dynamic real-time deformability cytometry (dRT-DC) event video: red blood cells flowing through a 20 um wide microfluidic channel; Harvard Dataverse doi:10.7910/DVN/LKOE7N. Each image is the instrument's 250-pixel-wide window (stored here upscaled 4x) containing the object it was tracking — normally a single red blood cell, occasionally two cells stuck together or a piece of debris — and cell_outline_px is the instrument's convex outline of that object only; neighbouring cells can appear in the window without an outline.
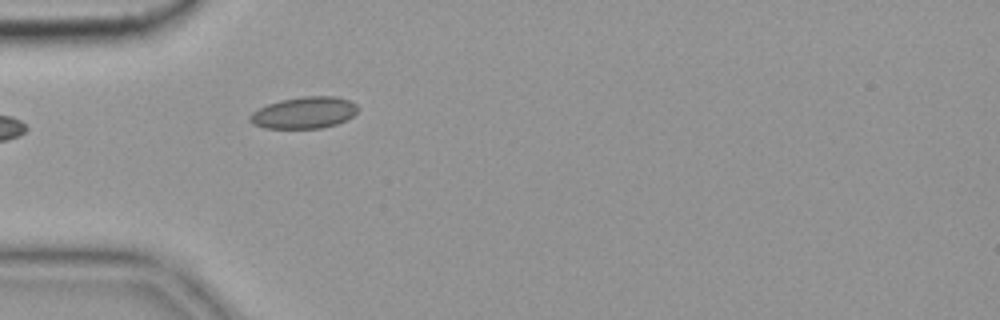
{"species": "common noctule bat (a hibernating species)", "species_latin": "Nyctalus noctula", "temperature_condition": "cold", "stored_images_in_passage": 2, "camera_frame_rate_fps": 3000, "um_per_image_px": 0.085, "animal": {"sex": "female", "body_mass_g": 19.9}, "frame": {"image": 1, "passage_image": 2, "time_ms": 0.333, "image_size_px": [1000, 320], "cell_outline_px": [[356, 112], [352, 116], [336, 124], [320, 128], [264, 128], [252, 124], [248, 120], [248, 116], [252, 112], [268, 104], [280, 100], [304, 96], [336, 96], [348, 100], [356, 104]], "centroid_in_image_um": [25.8, 9.58], "position_along_channel_um": 59.2, "area_um2": 19.77}}